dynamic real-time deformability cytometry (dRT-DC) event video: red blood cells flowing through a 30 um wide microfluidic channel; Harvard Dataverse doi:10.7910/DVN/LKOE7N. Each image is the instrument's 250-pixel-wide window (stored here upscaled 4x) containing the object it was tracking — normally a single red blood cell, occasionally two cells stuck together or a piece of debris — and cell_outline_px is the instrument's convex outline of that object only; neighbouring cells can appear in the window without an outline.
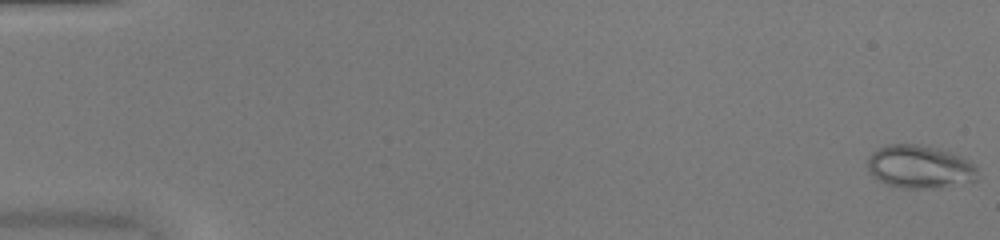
{"species": "common noctule bat (a hibernating species)", "species_latin": "Nyctalus noctula", "temperature_condition": "warm", "stored_images_in_passage": 52, "camera_frame_rate_fps": 3000, "um_per_image_px": 0.085, "animal": {"sex": "female", "body_mass_g": 20.0, "forearm_length_mm": 54.0}, "frame": {"image": 1, "passage_image": 1, "time_ms": 0.0, "image_size_px": [1000, 240], "cell_outline_px": [[976, 180], [940, 188], [904, 188], [888, 184], [872, 176], [868, 172], [868, 156], [876, 148], [888, 144], [916, 144], [936, 148], [972, 160], [976, 164]], "centroid_in_image_um": [78.16, 14.17], "position_along_channel_um": 6.8, "area_um2": 27.69}}
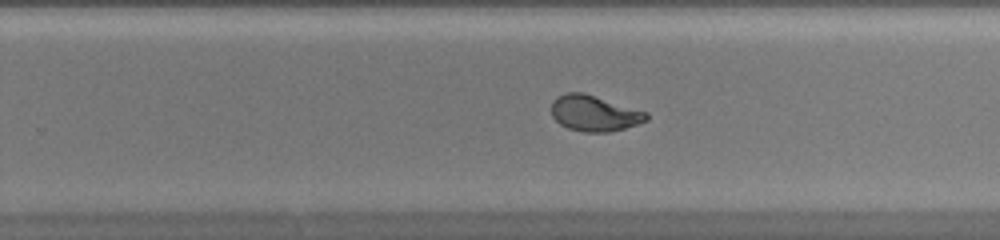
{"frame": {"image": 2, "passage_image": 34, "time_ms": 11.0, "image_size_px": [1000, 240], "cell_outline_px": [[648, 120], [624, 128], [608, 132], [584, 132], [568, 128], [560, 124], [552, 116], [552, 100], [556, 96], [568, 92], [584, 92], [648, 112]], "centroid_in_image_um": [50.51, 9.61], "position_along_channel_um": 279.3, "area_um2": 19.88}}
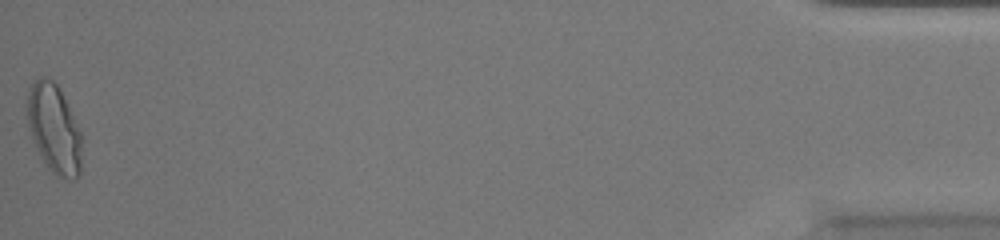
{"frame": {"image": 3, "passage_image": 52, "time_ms": 17.0, "image_size_px": [1000, 240], "cell_outline_px": [[84, 136], [80, 172], [72, 180], [60, 176], [52, 172], [48, 168], [36, 148], [28, 128], [28, 88], [40, 76], [44, 76], [52, 80], [56, 84]], "centroid_in_image_um": [4.63, 10.96], "position_along_channel_um": 430.6, "area_um2": 28.26}, "authors_computed_cell_mechanics": {"area_um2": 21.7328, "velocity_mm_per_s": 4.0594, "shape_relaxation_time_tau1_ms": 6.0905, "shape_relaxation_time_tau2_ms": null, "deformation_change_tau1": 0.2506, "deformation_change_tau2": null}}